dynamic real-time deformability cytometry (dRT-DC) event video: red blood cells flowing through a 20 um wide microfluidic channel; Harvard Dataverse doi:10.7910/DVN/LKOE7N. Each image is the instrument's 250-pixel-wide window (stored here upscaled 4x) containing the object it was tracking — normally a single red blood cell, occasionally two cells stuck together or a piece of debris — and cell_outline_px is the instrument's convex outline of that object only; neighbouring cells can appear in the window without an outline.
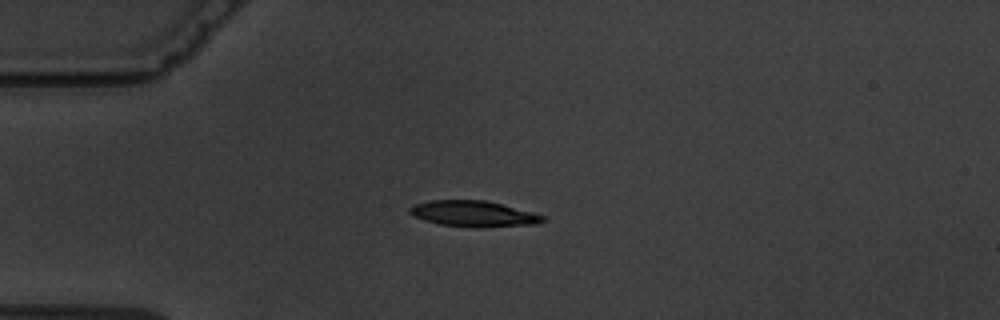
{"species": "common noctule bat (a hibernating species)", "species_latin": "Nyctalus noctula", "temperature_condition": "warm", "stored_images_in_passage": 5, "camera_frame_rate_fps": 3000, "um_per_image_px": 0.085, "animal": {"sex": "male", "body_mass_g": 19.5, "forearm_length_mm": 54.6}, "frame": {"image": 1, "passage_image": 4, "time_ms": 3.333, "image_size_px": [1000, 320], "cell_outline_px": [[544, 220], [536, 224], [440, 224], [424, 220], [408, 212], [408, 208], [412, 204], [428, 200], [484, 200], [532, 212], [544, 216]], "centroid_in_image_um": [40.12, 18.09], "position_along_channel_um": 44.9, "area_um2": 18.61}}